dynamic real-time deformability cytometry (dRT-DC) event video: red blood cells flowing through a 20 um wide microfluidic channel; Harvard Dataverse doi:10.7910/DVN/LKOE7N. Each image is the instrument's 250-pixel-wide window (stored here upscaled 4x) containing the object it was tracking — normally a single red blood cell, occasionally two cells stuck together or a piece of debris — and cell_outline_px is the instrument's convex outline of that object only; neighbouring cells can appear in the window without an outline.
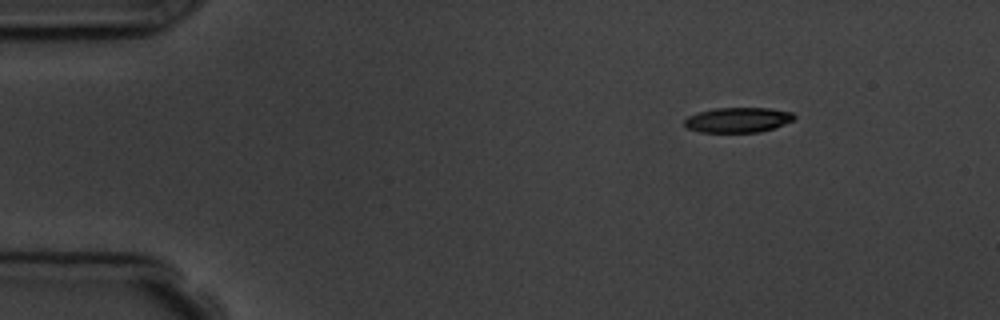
{"species": "common noctule bat (a hibernating species)", "species_latin": "Nyctalus noctula", "temperature_condition": "room temperature", "stored_images_in_passage": 3, "camera_frame_rate_fps": 3000, "um_per_image_px": 0.085, "animal": {"sex": "male", "body_mass_g": 19.5, "forearm_length_mm": 54.6}, "frame": {"image": 1, "passage_image": 1, "time_ms": 0.0, "image_size_px": [1000, 320], "cell_outline_px": [[796, 116], [792, 120], [784, 124], [760, 132], [700, 132], [688, 128], [684, 124], [684, 120], [688, 116], [696, 112], [716, 108], [768, 108], [792, 112]], "centroid_in_image_um": [62.7, 10.19], "position_along_channel_um": 22.3, "area_um2": 15.95}}